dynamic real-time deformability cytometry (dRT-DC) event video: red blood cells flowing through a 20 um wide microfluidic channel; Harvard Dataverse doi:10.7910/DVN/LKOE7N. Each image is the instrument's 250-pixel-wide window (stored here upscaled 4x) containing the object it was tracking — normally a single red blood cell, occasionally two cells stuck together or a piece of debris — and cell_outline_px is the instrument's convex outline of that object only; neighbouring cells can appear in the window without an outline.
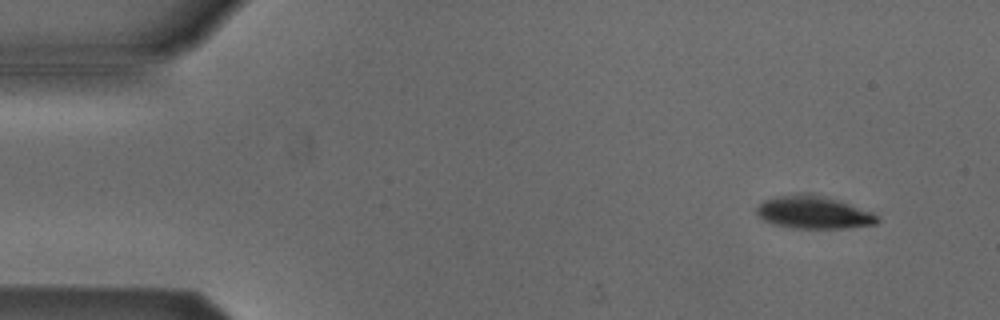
{"species": "Egyptian fruit bat (a non-hibernating species)", "species_latin": "Rousettus aegyptiacus", "temperature_condition": "cold", "stored_images_in_passage": 5, "camera_frame_rate_fps": 3000, "um_per_image_px": 0.085, "animal": {"sex": "male"}, "frame": {"image": 1, "passage_image": 2, "time_ms": 1.333, "image_size_px": [1000, 320], "cell_outline_px": [[880, 220], [876, 224], [844, 228], [796, 228], [776, 224], [764, 220], [756, 212], [756, 208], [764, 200], [772, 196], [824, 196], [872, 212]], "centroid_in_image_um": [69.16, 18.08], "position_along_channel_um": 15.8, "area_um2": 22.02}}
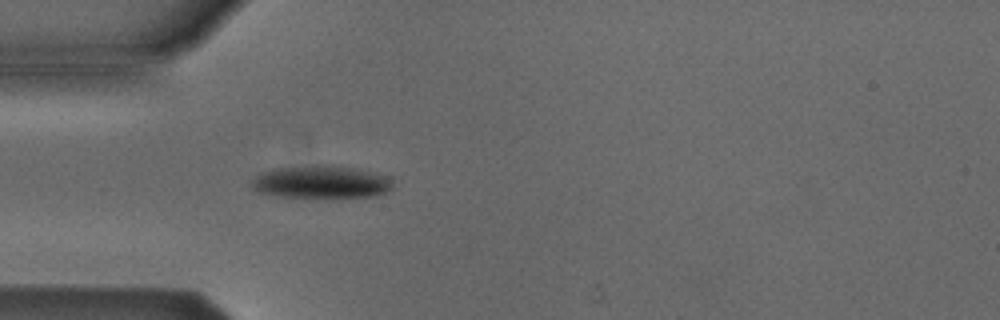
{"frame": {"image": 2, "passage_image": 5, "time_ms": 5.0, "image_size_px": [1000, 320], "cell_outline_px": [[392, 188], [388, 192], [376, 196], [340, 200], [276, 196], [256, 192], [252, 188], [252, 180], [260, 172], [272, 168], [316, 164], [332, 164], [356, 168], [392, 176]], "centroid_in_image_um": [27.35, 15.5], "position_along_channel_um": 57.6, "area_um2": 28.73}}